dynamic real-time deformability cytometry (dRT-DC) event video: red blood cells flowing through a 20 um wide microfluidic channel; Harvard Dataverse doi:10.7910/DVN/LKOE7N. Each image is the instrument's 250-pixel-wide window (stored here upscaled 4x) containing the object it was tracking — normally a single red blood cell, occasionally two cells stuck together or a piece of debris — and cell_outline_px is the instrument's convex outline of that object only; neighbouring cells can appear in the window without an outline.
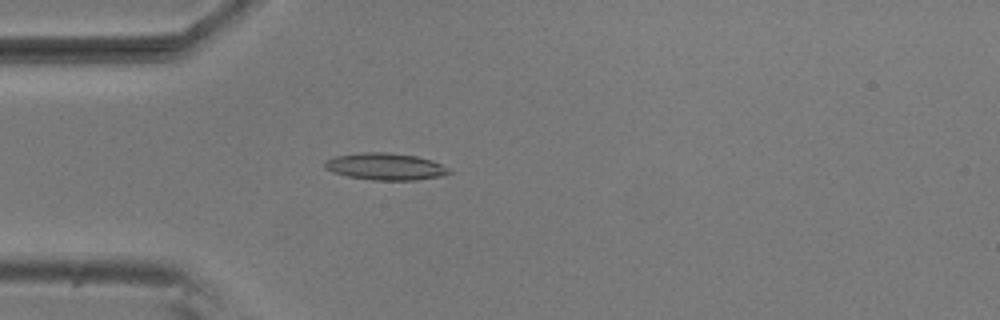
{"species": "common noctule bat (a hibernating species)", "species_latin": "Nyctalus noctula", "temperature_condition": "room temperature", "stored_images_in_passage": 26, "camera_frame_rate_fps": 3000, "um_per_image_px": 0.085, "animal": {"sex": "male", "body_mass_g": 20.5, "forearm_length_mm": 52.5}, "frame": {"image": 1, "passage_image": 1, "time_ms": 0.0, "image_size_px": [1000, 320], "cell_outline_px": [[452, 172], [444, 176], [416, 180], [372, 180], [348, 176], [332, 172], [324, 168], [324, 164], [328, 160], [336, 156], [360, 152], [388, 152], [416, 156], [432, 160], [448, 168]], "centroid_in_image_um": [32.78, 14.16], "position_along_channel_um": 52.2, "area_um2": 19.54}}
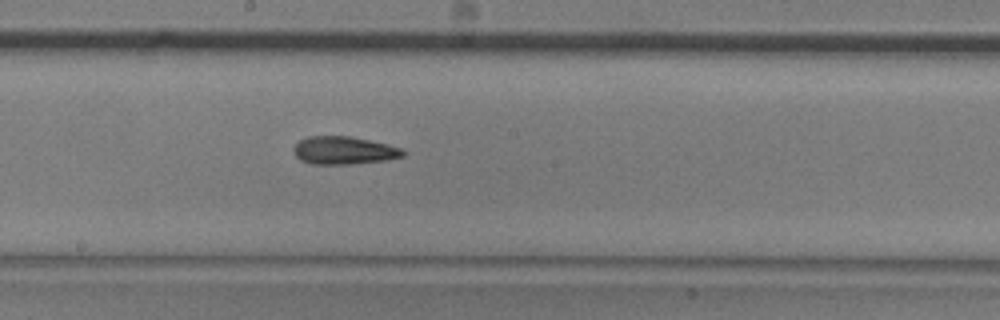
{"frame": {"image": 2, "passage_image": 15, "time_ms": 4.667, "image_size_px": [1000, 320], "cell_outline_px": [[404, 156], [388, 160], [352, 164], [312, 164], [300, 160], [296, 156], [292, 148], [300, 140], [308, 136], [352, 136], [388, 144], [400, 148], [404, 152]], "centroid_in_image_um": [29.22, 12.79], "position_along_channel_um": 219.0, "area_um2": 17.86}}
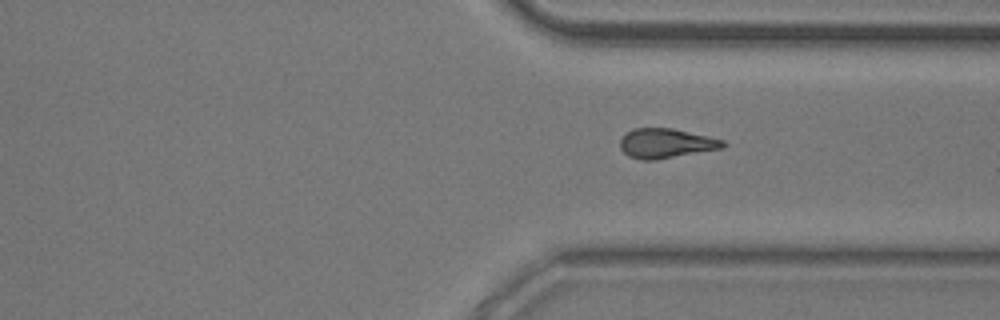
{"frame": {"image": 3, "passage_image": 26, "time_ms": 8.333, "image_size_px": [1000, 320], "cell_outline_px": [[728, 144], [724, 148], [656, 160], [640, 160], [628, 156], [620, 148], [620, 140], [632, 128], [672, 128], [708, 136], [724, 140]], "centroid_in_image_um": [56.63, 12.19], "position_along_channel_um": 354.8, "area_um2": 17.86}}